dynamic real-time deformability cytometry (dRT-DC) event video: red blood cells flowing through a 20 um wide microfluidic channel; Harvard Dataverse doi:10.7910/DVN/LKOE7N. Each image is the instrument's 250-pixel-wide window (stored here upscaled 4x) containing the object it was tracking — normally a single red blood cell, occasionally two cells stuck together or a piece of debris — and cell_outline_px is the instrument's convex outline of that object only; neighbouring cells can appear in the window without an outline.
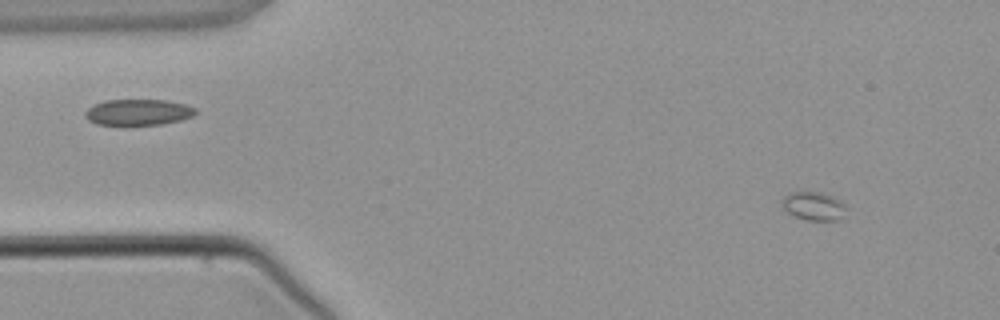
{"species": "common noctule bat (a hibernating species)", "species_latin": "Nyctalus noctula", "temperature_condition": "warm", "stored_images_in_passage": 4, "camera_frame_rate_fps": 3000, "um_per_image_px": 0.085, "animal": {"sex": "male", "body_mass_g": 21.5, "forearm_length_mm": 52.0}, "frame": {"image": 1, "passage_image": 1, "time_ms": 0.0, "image_size_px": [1000, 320], "cell_outline_px": [[848, 208], [836, 220], [808, 220], [796, 216], [788, 212], [780, 204], [780, 200], [788, 192], [820, 192], [832, 196], [840, 200]], "centroid_in_image_um": [69.12, 17.49], "position_along_channel_um": 15.9, "area_um2": 10.58}}